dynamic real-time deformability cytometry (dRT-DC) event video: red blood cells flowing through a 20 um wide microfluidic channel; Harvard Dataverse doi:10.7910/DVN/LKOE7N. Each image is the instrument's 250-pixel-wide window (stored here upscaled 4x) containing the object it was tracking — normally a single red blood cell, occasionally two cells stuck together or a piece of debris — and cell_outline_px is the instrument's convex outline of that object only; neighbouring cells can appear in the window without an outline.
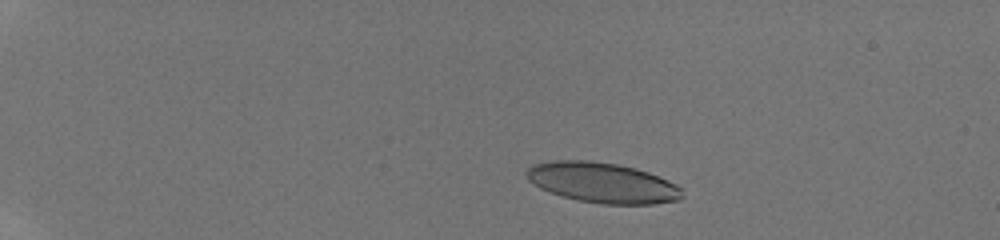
{"species": "human", "species_latin": "Homo sapiens", "temperature_condition": "room temperature", "stored_images_in_passage": 42, "camera_frame_rate_fps": 3000, "um_per_image_px": 0.085, "donor": {"sex": "male"}, "frame": {"image": 1, "passage_image": 5, "time_ms": 2.0, "image_size_px": [1000, 240], "cell_outline_px": [[684, 196], [680, 200], [652, 204], [600, 204], [580, 200], [564, 196], [540, 188], [528, 180], [528, 168], [532, 164], [552, 160], [588, 160], [616, 164], [636, 168], [648, 172], [668, 180], [676, 184], [680, 188]], "centroid_in_image_um": [51.24, 15.52], "position_along_channel_um": 33.8, "area_um2": 36.36}}
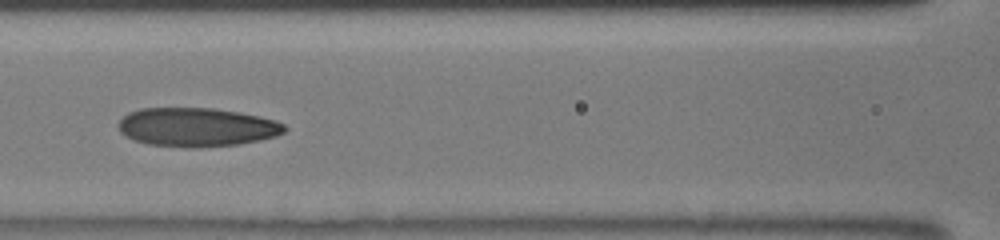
{"frame": {"image": 2, "passage_image": 16, "time_ms": 7.333, "image_size_px": [1000, 240], "cell_outline_px": [[288, 128], [284, 132], [276, 136], [260, 140], [240, 144], [200, 148], [192, 148], [148, 144], [124, 136], [120, 132], [120, 120], [128, 112], [140, 108], [212, 108], [240, 112], [260, 116], [276, 120], [284, 124]], "centroid_in_image_um": [16.76, 10.81], "position_along_channel_um": 149.8, "area_um2": 37.8}}
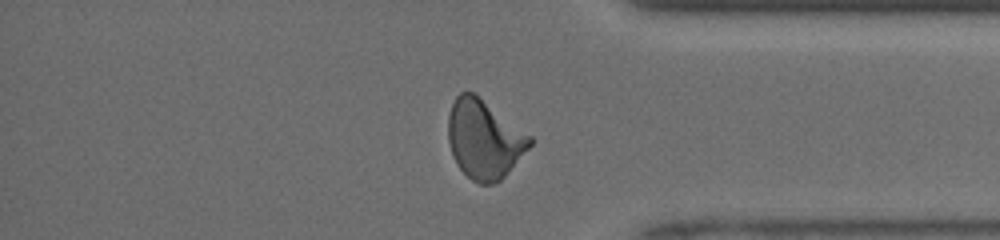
{"frame": {"image": 3, "passage_image": 37, "time_ms": 13.333, "image_size_px": [1000, 240], "cell_outline_px": [[532, 144], [508, 172], [496, 184], [480, 184], [472, 180], [456, 164], [452, 156], [448, 140], [448, 116], [452, 104], [456, 96], [460, 92], [472, 92], [532, 136]], "centroid_in_image_um": [41.14, 11.85], "position_along_channel_um": 394.1, "area_um2": 37.22}, "authors_computed_cell_mechanics": {"area_um2": 36.3851, "velocity_mm_per_s": 4.1713, "shape_relaxation_time_tau1_ms": 4.2716, "shape_relaxation_time_tau2_ms": 1.1935, "deformation_change_tau1": 0.1612, "deformation_change_tau2": 0.0823}}